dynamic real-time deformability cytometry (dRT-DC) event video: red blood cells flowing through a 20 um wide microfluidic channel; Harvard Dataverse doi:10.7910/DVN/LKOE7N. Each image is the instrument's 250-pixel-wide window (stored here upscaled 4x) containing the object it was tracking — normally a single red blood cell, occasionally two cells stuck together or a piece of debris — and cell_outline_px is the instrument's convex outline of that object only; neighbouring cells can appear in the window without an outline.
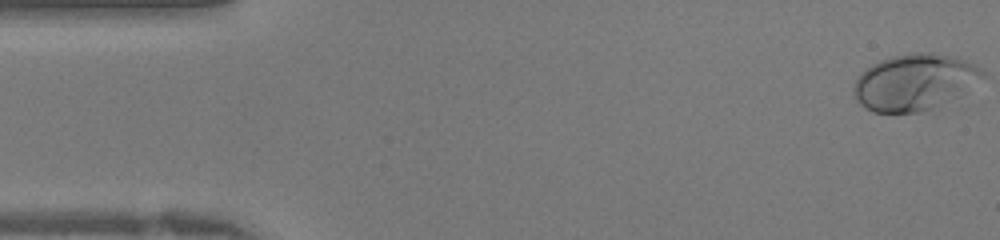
{"species": "human", "species_latin": "Homo sapiens", "temperature_condition": "warm", "stored_images_in_passage": 42, "camera_frame_rate_fps": 3000, "um_per_image_px": 0.085, "donor": {"sex": "female"}, "frame": {"image": 1, "passage_image": 1, "time_ms": 0.0, "image_size_px": [1000, 240], "cell_outline_px": [[984, 76], [960, 96], [932, 108], [920, 112], [872, 112], [864, 108], [856, 100], [852, 92], [852, 88], [860, 72], [872, 64], [880, 60], [892, 56], [912, 52], [932, 52], [956, 56], [980, 68], [984, 72]], "centroid_in_image_um": [77.7, 6.97], "position_along_channel_um": 7.3, "area_um2": 42.48}}
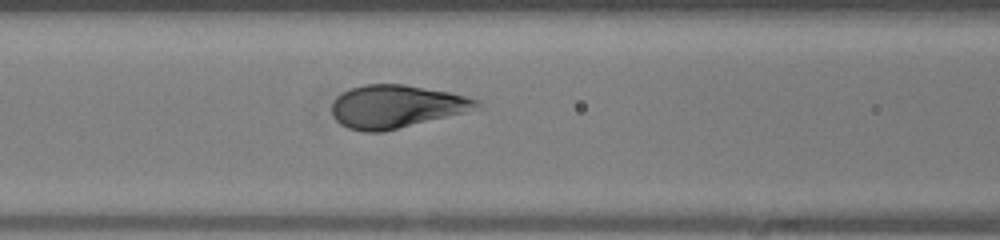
{"frame": {"image": 2, "passage_image": 17, "time_ms": 5.333, "image_size_px": [1000, 240], "cell_outline_px": [[484, 108], [384, 132], [364, 132], [348, 128], [340, 124], [332, 116], [332, 104], [336, 96], [348, 88], [364, 84], [404, 84], [448, 92], [468, 96], [480, 100]], "centroid_in_image_um": [33.71, 9.05], "position_along_channel_um": 132.9, "area_um2": 36.88}}
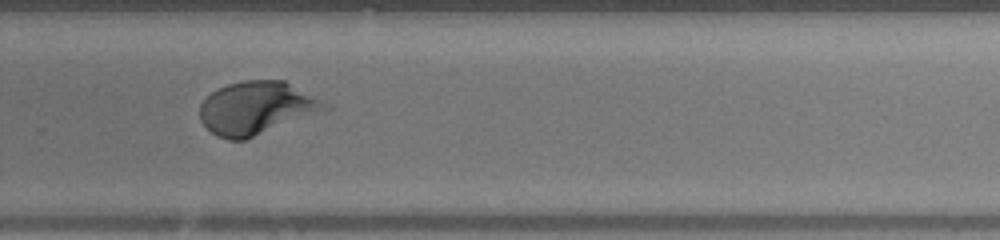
{"frame": {"image": 3, "passage_image": 28, "time_ms": 9.0, "image_size_px": [1000, 240], "cell_outline_px": [[332, 108], [324, 112], [244, 140], [228, 140], [216, 136], [200, 120], [200, 104], [216, 88], [228, 84], [244, 80], [284, 80], [320, 100]], "centroid_in_image_um": [21.81, 9.19], "position_along_channel_um": 308.0, "area_um2": 38.55}}